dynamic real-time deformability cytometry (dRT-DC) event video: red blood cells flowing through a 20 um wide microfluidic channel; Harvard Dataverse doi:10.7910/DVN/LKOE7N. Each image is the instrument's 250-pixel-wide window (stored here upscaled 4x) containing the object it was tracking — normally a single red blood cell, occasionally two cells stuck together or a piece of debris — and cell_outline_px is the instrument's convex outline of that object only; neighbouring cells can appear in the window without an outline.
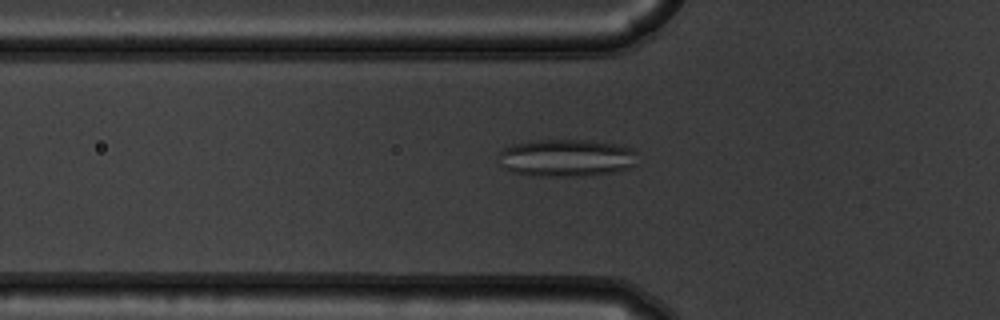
{"species": "common noctule bat (a hibernating species)", "species_latin": "Nyctalus noctula", "temperature_condition": "warm", "stored_images_in_passage": 42, "segment_of_instrument_passage": [1, 2], "camera_frame_rate_fps": 3000, "um_per_image_px": 0.085, "animal": {"sex": "male", "body_mass_g": 19.5, "forearm_length_mm": 54.6}, "frame": {"image": 1, "passage_image": 5, "time_ms": 1.333, "image_size_px": [1000, 320], "cell_outline_px": [[636, 164], [628, 168], [616, 172], [568, 176], [536, 176], [512, 172], [504, 168], [500, 164], [500, 152], [504, 148], [512, 144], [540, 140], [584, 140], [616, 144], [632, 148], [636, 152]], "centroid_in_image_um": [48.14, 13.42], "position_along_channel_um": 77.7, "area_um2": 30.11}}
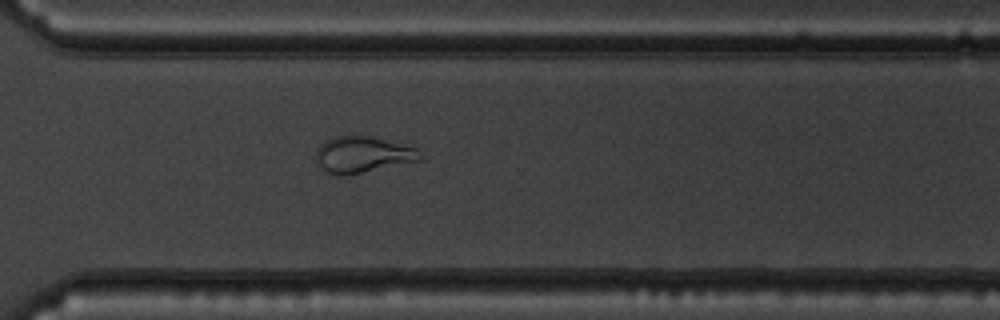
{"frame": {"image": 2, "passage_image": 26, "time_ms": 8.333, "image_size_px": [1000, 320], "cell_outline_px": [[420, 160], [340, 176], [328, 172], [320, 164], [316, 156], [316, 148], [320, 144], [336, 136], [372, 136], [416, 148]], "centroid_in_image_um": [30.79, 13.12], "position_along_channel_um": 339.8, "area_um2": 21.15}}
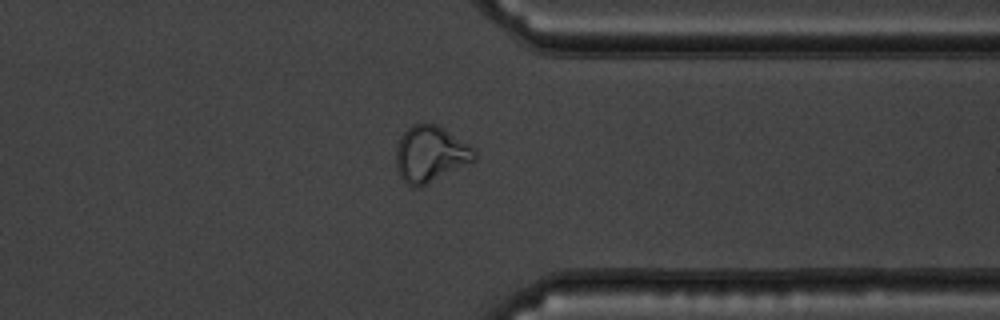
{"frame": {"image": 3, "passage_image": 29, "time_ms": 9.333, "image_size_px": [1000, 320], "cell_outline_px": [[476, 160], [420, 188], [412, 188], [400, 176], [396, 168], [396, 144], [400, 136], [412, 124], [436, 124], [444, 128], [476, 148]], "centroid_in_image_um": [36.59, 13.1], "position_along_channel_um": 374.8, "area_um2": 26.01}}